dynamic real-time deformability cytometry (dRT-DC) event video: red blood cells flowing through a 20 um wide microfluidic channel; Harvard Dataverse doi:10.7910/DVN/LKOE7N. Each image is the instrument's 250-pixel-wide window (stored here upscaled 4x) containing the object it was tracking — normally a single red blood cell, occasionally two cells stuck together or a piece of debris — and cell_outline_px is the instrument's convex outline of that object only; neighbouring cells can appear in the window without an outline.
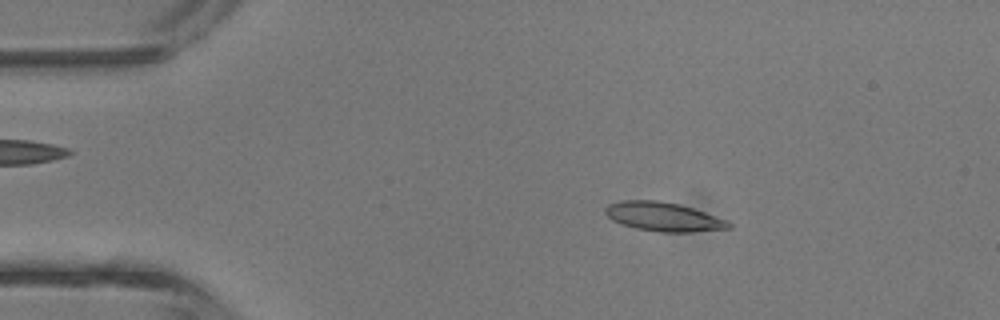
{"species": "common noctule bat (a hibernating species)", "species_latin": "Nyctalus noctula", "temperature_condition": "room temperature", "stored_images_in_passage": 43, "camera_frame_rate_fps": 3000, "um_per_image_px": 0.085, "animal": {"sex": "male", "body_mass_g": 13.3}, "frame": {"image": 1, "passage_image": 7, "time_ms": 2.0, "image_size_px": [1000, 320], "cell_outline_px": [[732, 228], [692, 232], [660, 232], [636, 228], [612, 220], [604, 212], [604, 208], [608, 204], [620, 200], [656, 200], [680, 204], [728, 220], [732, 224]], "centroid_in_image_um": [56.4, 18.42], "position_along_channel_um": 28.6, "area_um2": 20.87}}
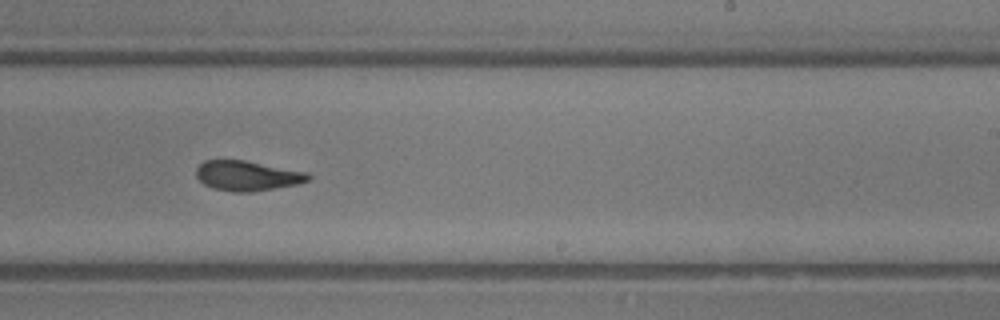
{"frame": {"image": 2, "passage_image": 26, "time_ms": 8.333, "image_size_px": [1000, 320], "cell_outline_px": [[312, 176], [308, 180], [296, 184], [248, 192], [232, 192], [212, 188], [204, 184], [196, 176], [196, 168], [204, 160], [244, 160], [308, 172]], "centroid_in_image_um": [20.99, 14.93], "position_along_channel_um": 268.0, "area_um2": 19.42}}
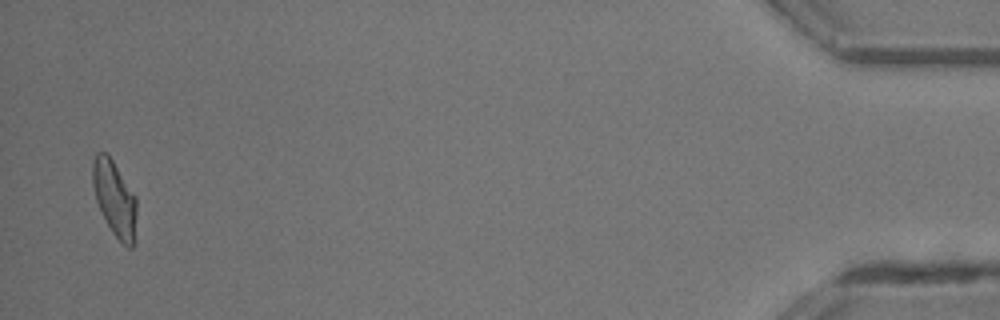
{"frame": {"image": 3, "passage_image": 42, "time_ms": 13.667, "image_size_px": [1000, 320], "cell_outline_px": [[136, 244], [132, 248], [128, 248], [112, 232], [96, 200], [92, 184], [92, 160], [96, 152], [108, 152], [136, 196]], "centroid_in_image_um": [9.76, 16.85], "position_along_channel_um": 425.4, "area_um2": 19.65}, "authors_computed_cell_mechanics": {"area_um2": 20.0566, "velocity_mm_per_s": 4.6987, "shape_relaxation_time_tau1_ms": 10.0189, "shape_relaxation_time_tau2_ms": 1.7193, "deformation_change_tau1": 0.2803, "deformation_change_tau2": 0.0832}}